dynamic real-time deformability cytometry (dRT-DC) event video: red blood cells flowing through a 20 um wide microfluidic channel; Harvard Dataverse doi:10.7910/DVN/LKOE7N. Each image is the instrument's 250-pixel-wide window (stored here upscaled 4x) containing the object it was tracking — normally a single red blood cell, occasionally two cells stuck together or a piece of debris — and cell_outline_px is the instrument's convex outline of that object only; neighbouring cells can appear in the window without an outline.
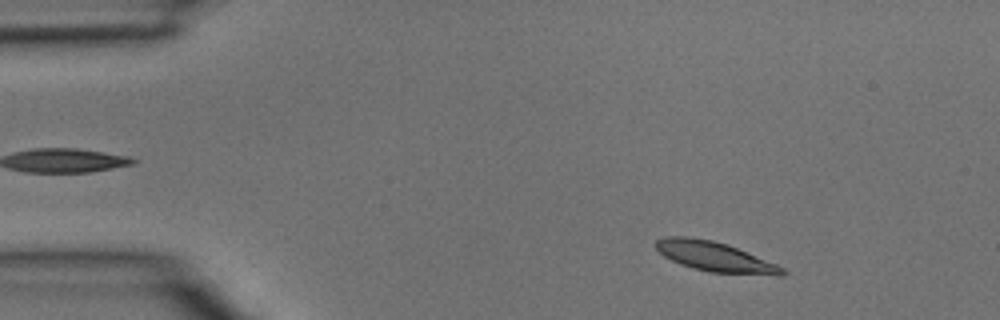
{"species": "common noctule bat (a hibernating species)", "species_latin": "Nyctalus noctula", "temperature_condition": "room temperature", "stored_images_in_passage": 6, "camera_frame_rate_fps": 3000, "um_per_image_px": 0.085, "animal": {"sex": "male", "body_mass_g": 15.6}, "frame": {"image": 1, "passage_image": 2, "time_ms": 0.333, "image_size_px": [1000, 320], "cell_outline_px": [[788, 272], [784, 276], [776, 276], [708, 272], [692, 268], [680, 264], [664, 256], [656, 248], [656, 240], [664, 236], [684, 236], [712, 240], [728, 244], [776, 264], [784, 268]], "centroid_in_image_um": [60.8, 21.83], "position_along_channel_um": 24.2, "area_um2": 22.14}}
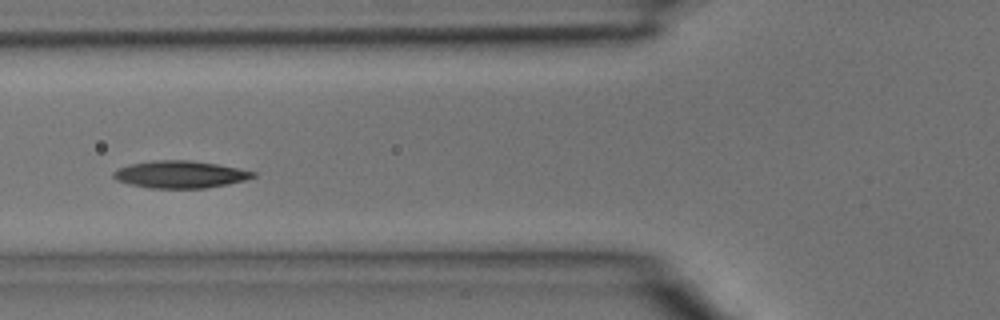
{"frame": {"image": 2, "passage_image": 5, "time_ms": 1.333, "image_size_px": [1000, 320], "cell_outline_px": [[256, 176], [244, 180], [228, 184], [204, 188], [148, 188], [128, 184], [116, 180], [112, 176], [112, 172], [116, 168], [128, 164], [152, 160], [188, 160], [216, 164], [256, 172]], "centroid_in_image_um": [15.23, 14.82], "position_along_channel_um": 110.6, "area_um2": 22.25}}
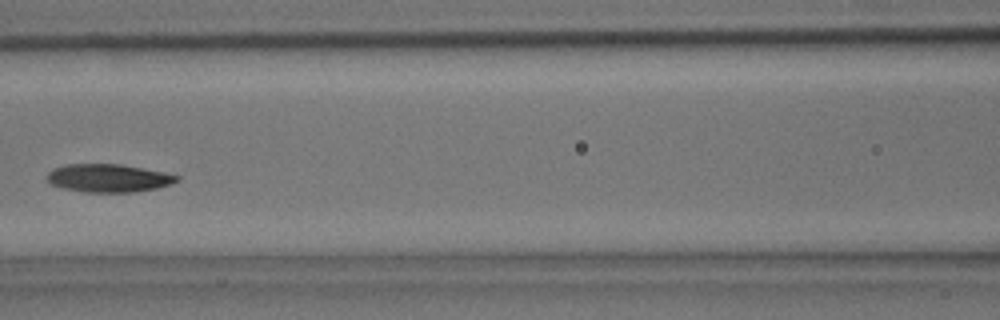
{"frame": {"image": 3, "passage_image": 6, "time_ms": 1.667, "image_size_px": [1000, 320], "cell_outline_px": [[180, 180], [172, 184], [156, 188], [136, 192], [84, 192], [64, 188], [52, 184], [44, 176], [52, 168], [64, 164], [120, 164], [164, 172], [180, 176]], "centroid_in_image_um": [9.21, 15.13], "position_along_channel_um": 157.4, "area_um2": 21.39}}